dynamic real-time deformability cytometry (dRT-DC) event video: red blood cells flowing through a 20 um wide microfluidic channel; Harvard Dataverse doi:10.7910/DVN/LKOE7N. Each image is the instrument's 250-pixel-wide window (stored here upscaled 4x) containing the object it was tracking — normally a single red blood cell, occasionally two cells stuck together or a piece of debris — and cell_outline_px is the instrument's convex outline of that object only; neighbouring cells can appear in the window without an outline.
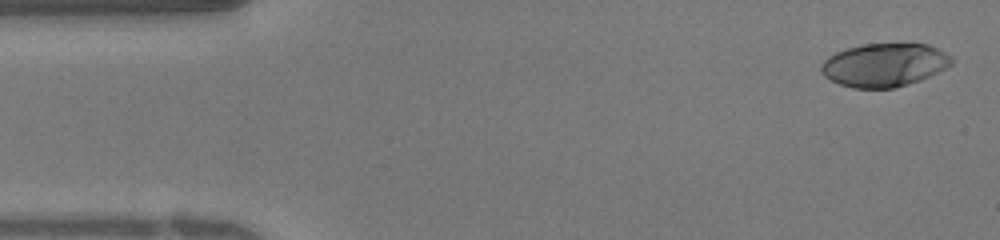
{"species": "human", "species_latin": "Homo sapiens", "temperature_condition": "warm", "stored_images_in_passage": 37, "camera_frame_rate_fps": 3000, "um_per_image_px": 0.085, "donor": {"sex": "female"}, "frame": {"image": 1, "passage_image": 1, "time_ms": 0.0, "image_size_px": [1000, 240], "cell_outline_px": [[952, 64], [920, 80], [892, 88], [852, 88], [840, 84], [824, 76], [820, 72], [820, 64], [828, 56], [836, 52], [848, 48], [864, 44], [928, 44], [952, 56]], "centroid_in_image_um": [75.13, 5.52], "position_along_channel_um": 9.9, "area_um2": 32.66}}
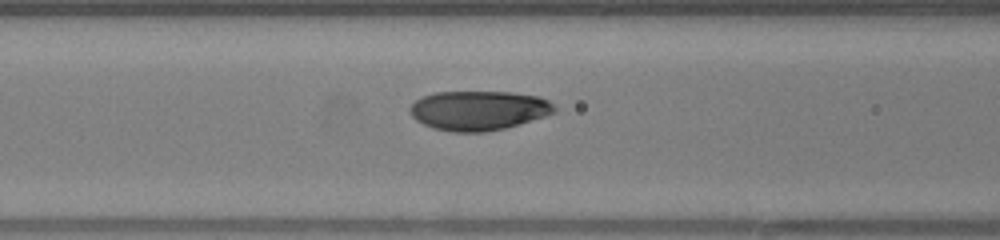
{"frame": {"image": 2, "passage_image": 14, "time_ms": 4.333, "image_size_px": [1000, 240], "cell_outline_px": [[556, 112], [544, 116], [504, 128], [484, 132], [452, 132], [432, 128], [416, 120], [412, 116], [408, 108], [416, 100], [424, 96], [436, 92], [512, 92], [540, 96], [548, 100], [556, 108]], "centroid_in_image_um": [40.67, 9.38], "position_along_channel_um": 125.9, "area_um2": 33.18}}
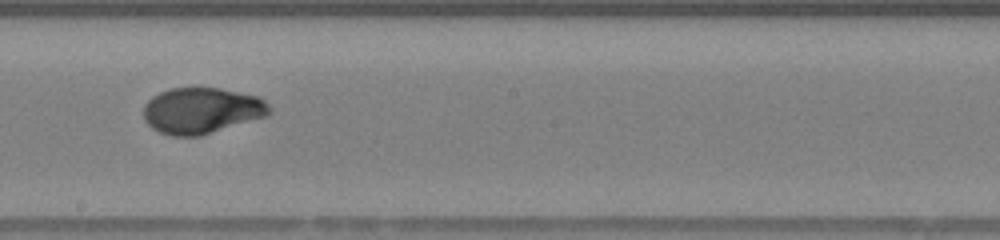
{"frame": {"image": 3, "passage_image": 20, "time_ms": 6.333, "image_size_px": [1000, 240], "cell_outline_px": [[272, 112], [268, 116], [200, 136], [172, 136], [160, 132], [152, 128], [144, 120], [144, 104], [152, 96], [160, 92], [172, 88], [220, 88], [256, 96], [264, 100], [268, 104]], "centroid_in_image_um": [17.14, 9.41], "position_along_channel_um": 231.1, "area_um2": 33.81}}